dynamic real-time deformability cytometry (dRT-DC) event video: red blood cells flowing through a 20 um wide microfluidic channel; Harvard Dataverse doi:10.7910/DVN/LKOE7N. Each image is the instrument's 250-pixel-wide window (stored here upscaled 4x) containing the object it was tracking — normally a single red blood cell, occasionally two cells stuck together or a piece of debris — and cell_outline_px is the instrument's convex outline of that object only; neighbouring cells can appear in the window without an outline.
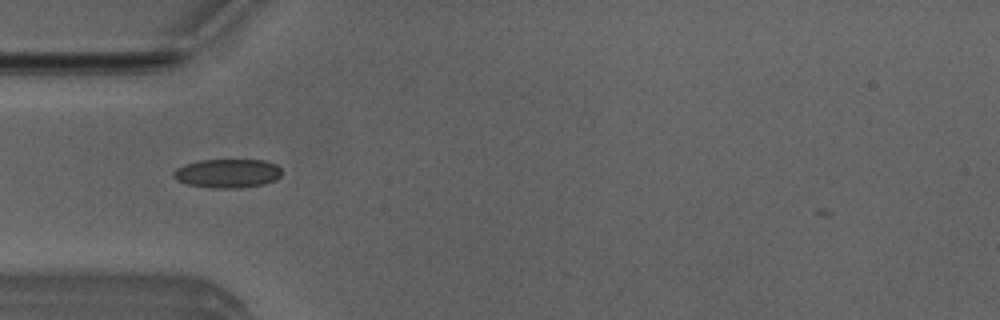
{"species": "Egyptian fruit bat (a non-hibernating species)", "species_latin": "Rousettus aegyptiacus", "temperature_condition": "room temperature", "stored_images_in_passage": 4, "camera_frame_rate_fps": 3000, "um_per_image_px": 0.085, "animal": {"sex": "male"}, "frame": {"image": 1, "passage_image": 1, "time_ms": 0.0, "image_size_px": [1000, 320], "cell_outline_px": [[280, 176], [276, 180], [264, 184], [240, 188], [212, 188], [188, 184], [176, 180], [172, 176], [172, 172], [176, 168], [184, 164], [200, 160], [264, 160], [276, 164], [280, 168]], "centroid_in_image_um": [19.31, 14.73], "position_along_channel_um": 65.7, "area_um2": 18.32}}
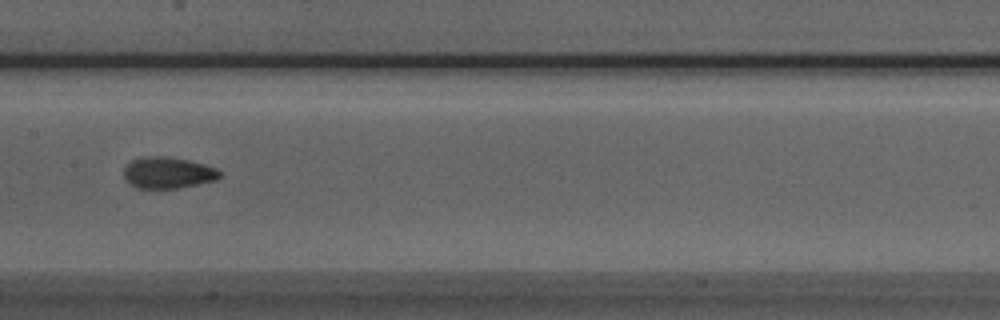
{"frame": {"image": 2, "passage_image": 4, "time_ms": 1.0, "image_size_px": [1000, 320], "cell_outline_px": [[220, 176], [216, 180], [180, 188], [136, 188], [124, 180], [124, 168], [132, 160], [144, 156], [164, 156], [188, 160], [204, 164], [216, 168], [220, 172]], "centroid_in_image_um": [14.25, 14.68], "position_along_channel_um": 193.1, "area_um2": 17.57}}